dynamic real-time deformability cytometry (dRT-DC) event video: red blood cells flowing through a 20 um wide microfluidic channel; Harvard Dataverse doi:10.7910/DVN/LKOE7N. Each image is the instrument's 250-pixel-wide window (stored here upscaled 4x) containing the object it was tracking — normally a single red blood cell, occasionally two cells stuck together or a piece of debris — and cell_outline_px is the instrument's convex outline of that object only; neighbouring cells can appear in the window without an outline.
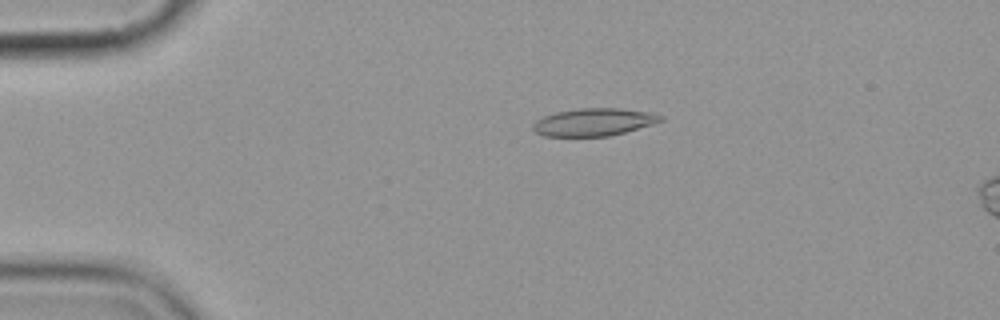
{"species": "common noctule bat (a hibernating species)", "species_latin": "Nyctalus noctula", "temperature_condition": "cold", "stored_images_in_passage": 6, "camera_frame_rate_fps": 3000, "um_per_image_px": 0.085, "animal": {"sex": "female", "body_mass_g": 19.9}, "frame": {"image": 1, "passage_image": 4, "time_ms": 3.667, "image_size_px": [1000, 320], "cell_outline_px": [[664, 120], [652, 124], [624, 132], [608, 136], [544, 136], [536, 132], [532, 128], [532, 124], [536, 120], [544, 116], [556, 112], [580, 108], [616, 108], [644, 112], [664, 116]], "centroid_in_image_um": [50.43, 10.38], "position_along_channel_um": 34.6, "area_um2": 20.23}}